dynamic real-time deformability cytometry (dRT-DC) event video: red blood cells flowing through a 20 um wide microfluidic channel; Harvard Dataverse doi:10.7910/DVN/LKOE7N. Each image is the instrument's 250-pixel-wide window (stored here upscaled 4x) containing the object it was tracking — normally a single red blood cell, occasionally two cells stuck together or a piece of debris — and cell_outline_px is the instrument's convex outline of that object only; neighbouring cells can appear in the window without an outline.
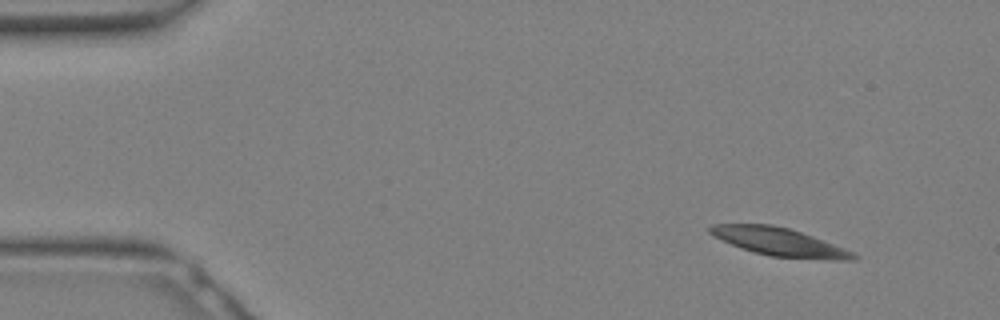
{"species": "Egyptian fruit bat (a non-hibernating species)", "species_latin": "Rousettus aegyptiacus", "temperature_condition": "warm", "stored_images_in_passage": 13, "camera_frame_rate_fps": 3000, "um_per_image_px": 0.085, "animal": {"sex": "female"}, "frame": {"image": 1, "passage_image": 1, "time_ms": 0.0, "image_size_px": [1000, 320], "cell_outline_px": [[860, 256], [856, 260], [828, 260], [772, 256], [752, 252], [740, 248], [712, 236], [708, 232], [708, 228], [712, 224], [772, 224], [788, 228], [812, 236], [844, 248]], "centroid_in_image_um": [66.22, 20.56], "position_along_channel_um": 18.8, "area_um2": 23.47}}
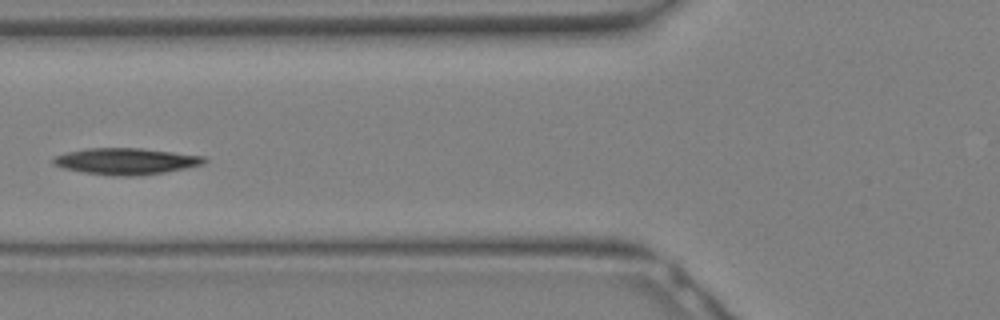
{"frame": {"image": 2, "passage_image": 10, "time_ms": 3.0, "image_size_px": [1000, 320], "cell_outline_px": [[208, 160], [204, 164], [164, 172], [136, 176], [116, 176], [84, 172], [64, 168], [52, 164], [52, 156], [84, 148], [140, 148], [204, 156]], "centroid_in_image_um": [10.68, 13.7], "position_along_channel_um": 115.1, "area_um2": 23.18}}
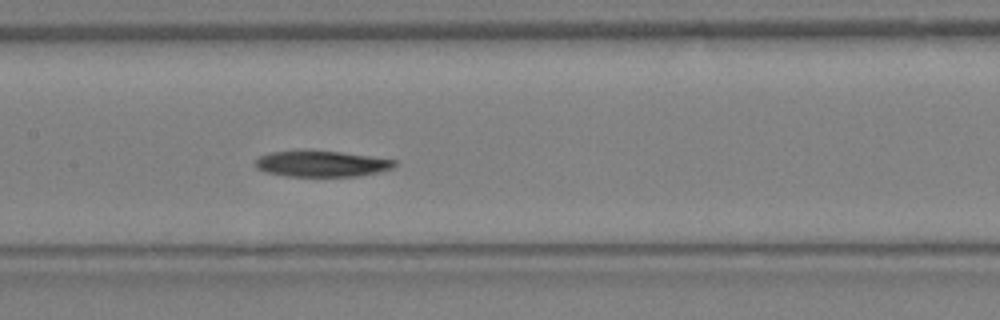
{"frame": {"image": 3, "passage_image": 13, "time_ms": 4.0, "image_size_px": [1000, 320], "cell_outline_px": [[396, 164], [392, 168], [380, 172], [356, 176], [288, 176], [264, 172], [256, 168], [252, 164], [260, 156], [268, 152], [340, 152], [396, 160]], "centroid_in_image_um": [27.31, 13.94], "position_along_channel_um": 180.1, "area_um2": 20.63}}